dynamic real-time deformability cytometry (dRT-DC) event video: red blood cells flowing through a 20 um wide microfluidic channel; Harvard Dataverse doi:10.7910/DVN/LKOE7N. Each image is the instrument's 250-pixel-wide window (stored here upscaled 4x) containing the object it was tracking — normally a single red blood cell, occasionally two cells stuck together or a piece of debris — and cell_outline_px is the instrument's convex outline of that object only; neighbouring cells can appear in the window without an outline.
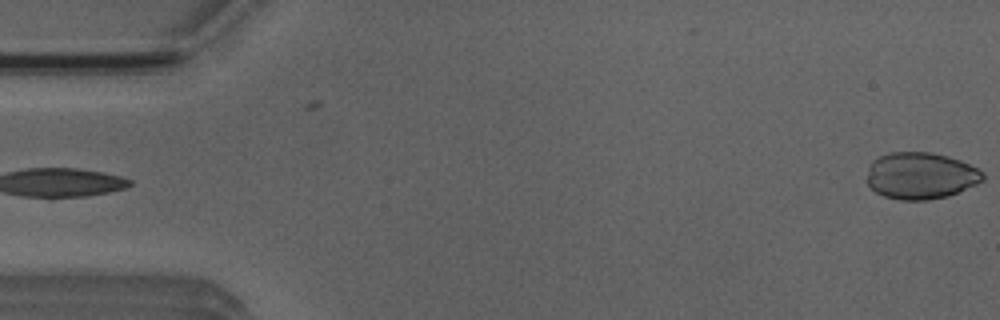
{"species": "Egyptian fruit bat (a non-hibernating species)", "species_latin": "Rousettus aegyptiacus", "temperature_condition": "room temperature", "stored_images_in_passage": 4, "segment_of_instrument_passage": [2, 2], "camera_frame_rate_fps": 3000, "um_per_image_px": 0.085, "animal": {"sex": "male"}, "frame": {"image": 1, "passage_image": 4, "time_ms": 4.333, "image_size_px": [1000, 320], "cell_outline_px": [[984, 180], [976, 184], [948, 196], [928, 200], [900, 200], [884, 196], [876, 192], [868, 184], [868, 168], [872, 160], [888, 152], [932, 152], [948, 156], [960, 160], [984, 172]], "centroid_in_image_um": [78.25, 14.93], "position_along_channel_um": 6.7, "area_um2": 31.62}}